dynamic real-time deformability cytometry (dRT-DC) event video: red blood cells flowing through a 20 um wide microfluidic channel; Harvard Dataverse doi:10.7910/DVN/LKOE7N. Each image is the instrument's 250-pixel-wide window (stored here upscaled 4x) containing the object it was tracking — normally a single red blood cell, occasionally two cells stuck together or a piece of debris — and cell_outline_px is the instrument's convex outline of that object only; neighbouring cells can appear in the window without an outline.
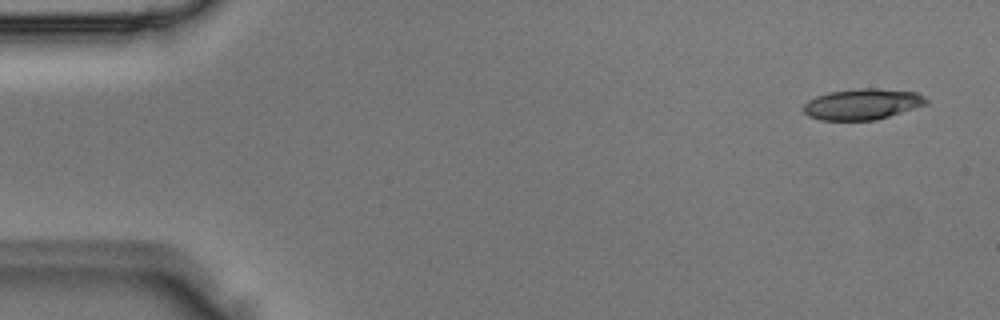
{"species": "Egyptian fruit bat (a non-hibernating species)", "species_latin": "Rousettus aegyptiacus", "temperature_condition": "room temperature", "stored_images_in_passage": 4, "camera_frame_rate_fps": 3000, "um_per_image_px": 0.085, "animal": {"sex": "male"}, "frame": {"image": 1, "passage_image": 1, "time_ms": 0.0, "image_size_px": [1000, 320], "cell_outline_px": [[928, 104], [876, 120], [820, 120], [808, 116], [804, 112], [804, 104], [808, 100], [816, 96], [828, 92], [860, 88], [876, 88], [916, 92], [924, 96], [928, 100]], "centroid_in_image_um": [73.3, 8.85], "position_along_channel_um": 11.7, "area_um2": 22.14}}
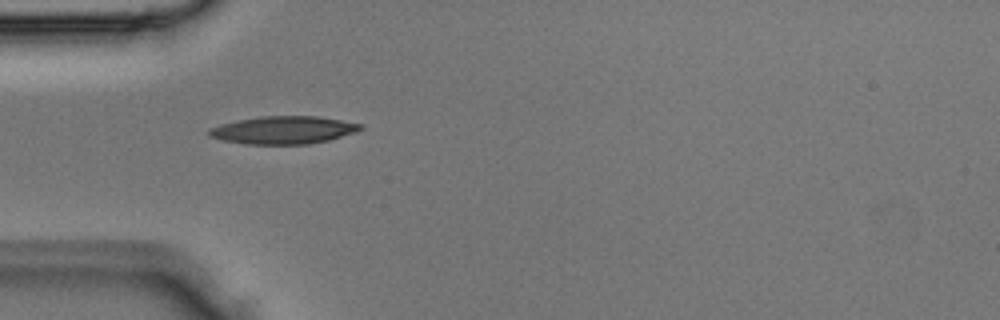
{"frame": {"image": 2, "passage_image": 3, "time_ms": 0.667, "image_size_px": [1000, 320], "cell_outline_px": [[364, 128], [356, 132], [328, 140], [308, 144], [248, 144], [224, 140], [208, 136], [208, 128], [220, 124], [236, 120], [260, 116], [316, 116], [364, 124]], "centroid_in_image_um": [24.09, 11.04], "position_along_channel_um": 60.9, "area_um2": 24.51}}